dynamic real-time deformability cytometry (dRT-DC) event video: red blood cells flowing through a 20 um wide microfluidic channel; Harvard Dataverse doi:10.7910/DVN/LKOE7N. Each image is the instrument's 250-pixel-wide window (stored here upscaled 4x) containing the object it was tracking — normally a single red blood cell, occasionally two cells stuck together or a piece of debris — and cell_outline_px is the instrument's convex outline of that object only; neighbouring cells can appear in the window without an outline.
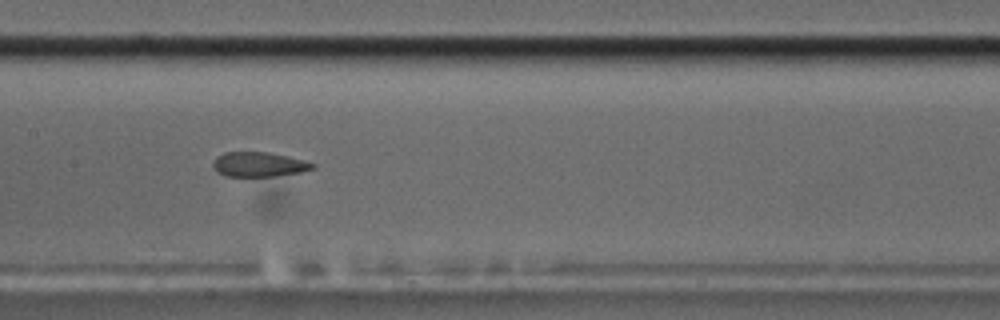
{"species": "common noctule bat (a hibernating species)", "species_latin": "Nyctalus noctula", "temperature_condition": "cold", "stored_images_in_passage": 13, "camera_frame_rate_fps": 3000, "um_per_image_px": 0.085, "animal": {"sex": "male", "body_mass_g": 17.5, "forearm_length_mm": 52.3}, "frame": {"image": 1, "passage_image": 11, "time_ms": 3.333, "image_size_px": [1000, 320], "cell_outline_px": [[312, 164], [308, 168], [292, 172], [264, 176], [236, 176], [224, 172], [216, 168], [216, 164], [224, 156], [272, 156]], "centroid_in_image_um": [22.0, 14.08], "position_along_channel_um": 185.4, "area_um2": 10.58}}